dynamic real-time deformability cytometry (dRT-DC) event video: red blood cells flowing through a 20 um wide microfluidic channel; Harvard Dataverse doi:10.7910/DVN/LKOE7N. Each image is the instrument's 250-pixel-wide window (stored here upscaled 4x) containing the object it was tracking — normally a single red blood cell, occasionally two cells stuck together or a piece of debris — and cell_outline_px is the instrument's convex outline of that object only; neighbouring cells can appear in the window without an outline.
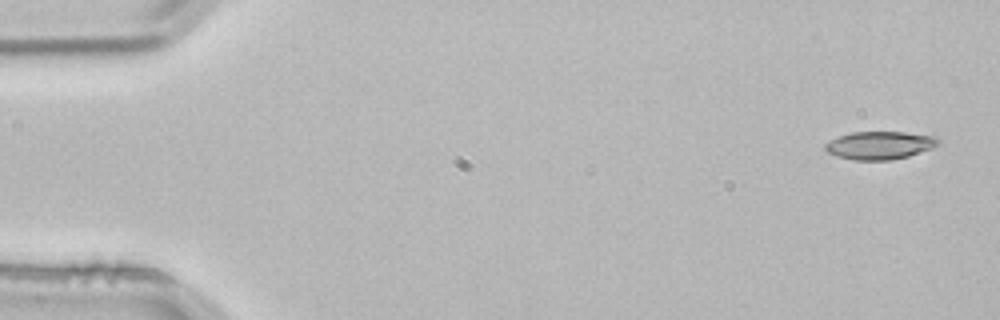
{"species": "common noctule bat (a hibernating species)", "species_latin": "Nyctalus noctula", "temperature_condition": "room temperature", "stored_images_in_passage": 4, "camera_frame_rate_fps": 3000, "um_per_image_px": 0.085, "animal": {"sex": "male", "body_mass_g": 21.5, "forearm_length_mm": 52.0}, "frame": {"image": 1, "passage_image": 1, "time_ms": 0.0, "image_size_px": [1000, 320], "cell_outline_px": [[940, 144], [932, 148], [908, 156], [892, 160], [852, 160], [836, 156], [828, 152], [824, 148], [824, 144], [840, 136], [852, 132], [904, 132], [936, 136], [940, 140]], "centroid_in_image_um": [74.8, 12.35], "position_along_channel_um": 10.2, "area_um2": 18.44}}
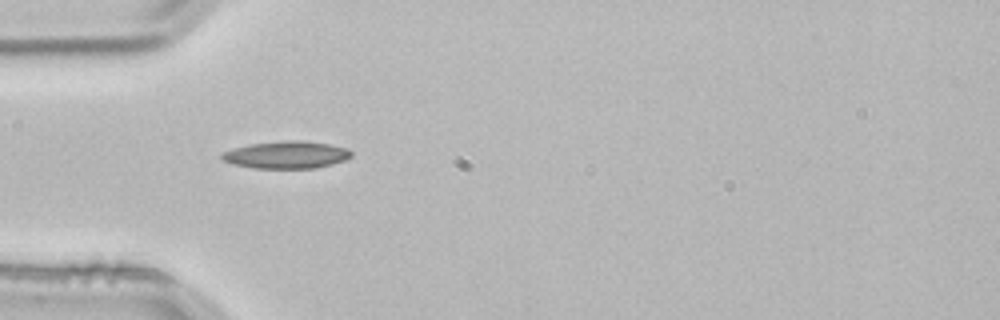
{"frame": {"image": 2, "passage_image": 4, "time_ms": 1.0, "image_size_px": [1000, 320], "cell_outline_px": [[352, 156], [344, 160], [332, 164], [316, 168], [252, 168], [232, 164], [220, 160], [220, 152], [232, 148], [248, 144], [288, 140], [304, 140], [328, 144], [348, 148], [352, 152]], "centroid_in_image_um": [24.29, 13.15], "position_along_channel_um": 60.7, "area_um2": 20.92}}